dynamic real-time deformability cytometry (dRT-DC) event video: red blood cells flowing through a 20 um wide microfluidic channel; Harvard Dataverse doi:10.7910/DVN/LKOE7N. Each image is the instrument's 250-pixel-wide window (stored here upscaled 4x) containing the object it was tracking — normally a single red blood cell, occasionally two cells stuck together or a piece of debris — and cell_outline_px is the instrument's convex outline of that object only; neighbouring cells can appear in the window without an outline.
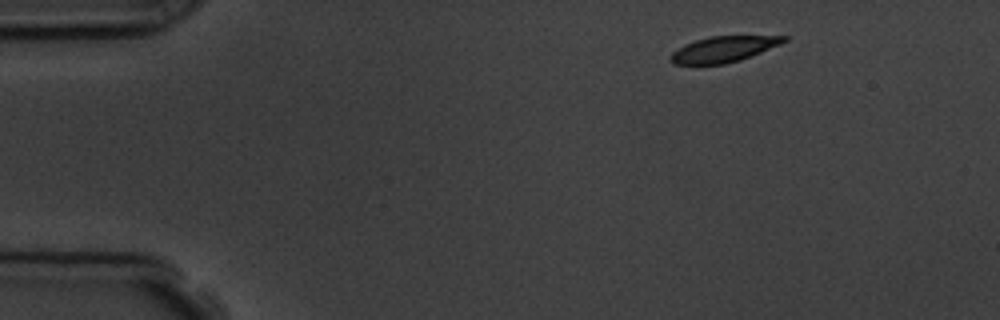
{"species": "common noctule bat (a hibernating species)", "species_latin": "Nyctalus noctula", "temperature_condition": "room temperature", "stored_images_in_passage": 6, "camera_frame_rate_fps": 3000, "um_per_image_px": 0.085, "animal": {"sex": "male", "body_mass_g": 19.5, "forearm_length_mm": 54.6}, "frame": {"image": 1, "passage_image": 1, "time_ms": 0.0, "image_size_px": [1000, 320], "cell_outline_px": [[788, 40], [780, 44], [740, 60], [724, 64], [672, 64], [668, 60], [668, 56], [672, 52], [684, 44], [696, 40], [712, 36], [788, 36]], "centroid_in_image_um": [61.44, 4.19], "position_along_channel_um": 23.6, "area_um2": 16.94}}
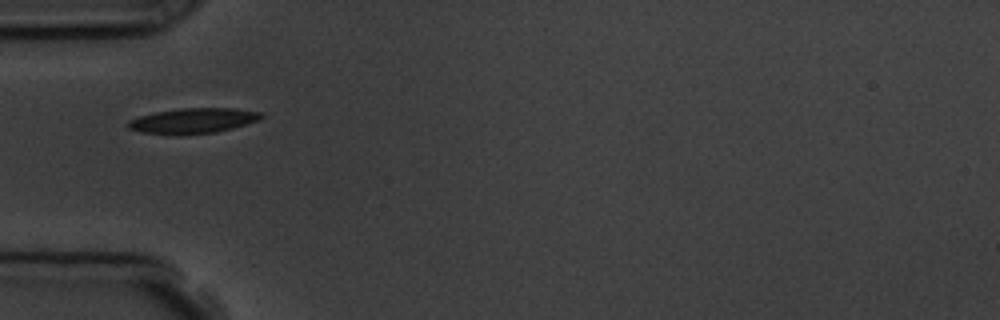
{"frame": {"image": 2, "passage_image": 4, "time_ms": 3.333, "image_size_px": [1000, 320], "cell_outline_px": [[264, 116], [260, 120], [232, 128], [216, 132], [180, 136], [176, 136], [140, 132], [128, 128], [124, 124], [128, 120], [140, 116], [156, 112], [180, 108], [236, 108], [260, 112]], "centroid_in_image_um": [16.37, 10.28], "position_along_channel_um": 68.6, "area_um2": 20.0}}